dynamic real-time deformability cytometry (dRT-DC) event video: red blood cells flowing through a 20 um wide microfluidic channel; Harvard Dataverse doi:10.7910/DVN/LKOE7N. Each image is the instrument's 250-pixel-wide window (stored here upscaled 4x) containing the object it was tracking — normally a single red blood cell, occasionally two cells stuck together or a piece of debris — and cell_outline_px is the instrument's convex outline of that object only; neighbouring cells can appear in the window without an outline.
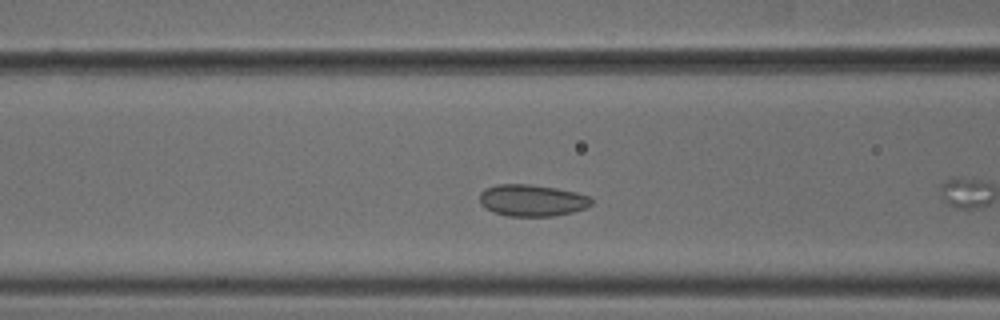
{"species": "common noctule bat (a hibernating species)", "species_latin": "Nyctalus noctula", "temperature_condition": "cold", "stored_images_in_passage": 12, "segment_of_instrument_passage": [2, 2], "camera_frame_rate_fps": 3000, "um_per_image_px": 0.085, "animal": {"sex": "male", "body_mass_g": 18.8}, "frame": {"image": 1, "passage_image": 7, "time_ms": 2.0, "image_size_px": [1000, 320], "cell_outline_px": [[592, 204], [584, 208], [572, 212], [552, 216], [508, 216], [492, 212], [484, 208], [480, 204], [480, 192], [496, 184], [528, 184], [556, 188], [576, 192], [588, 196], [592, 200]], "centroid_in_image_um": [45.19, 17.03], "position_along_channel_um": 121.4, "area_um2": 20.63}}
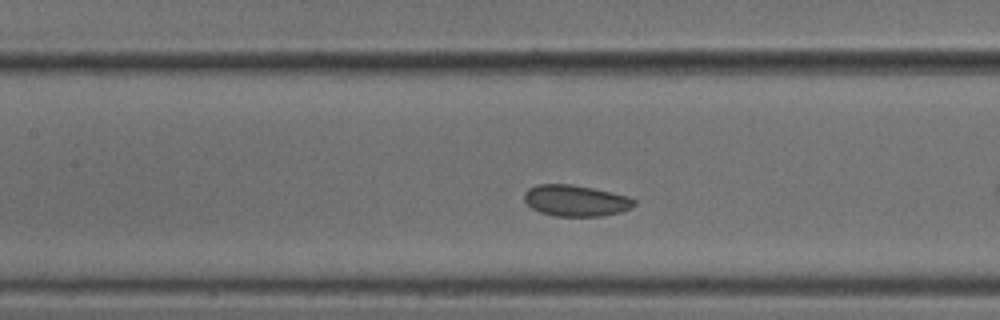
{"frame": {"image": 2, "passage_image": 10, "time_ms": 3.0, "image_size_px": [1000, 320], "cell_outline_px": [[636, 204], [632, 208], [620, 212], [600, 216], [556, 216], [540, 212], [532, 208], [524, 200], [524, 192], [528, 188], [536, 184], [572, 184], [612, 192], [628, 196], [636, 200]], "centroid_in_image_um": [48.94, 17.04], "position_along_channel_um": 158.5, "area_um2": 20.11}}